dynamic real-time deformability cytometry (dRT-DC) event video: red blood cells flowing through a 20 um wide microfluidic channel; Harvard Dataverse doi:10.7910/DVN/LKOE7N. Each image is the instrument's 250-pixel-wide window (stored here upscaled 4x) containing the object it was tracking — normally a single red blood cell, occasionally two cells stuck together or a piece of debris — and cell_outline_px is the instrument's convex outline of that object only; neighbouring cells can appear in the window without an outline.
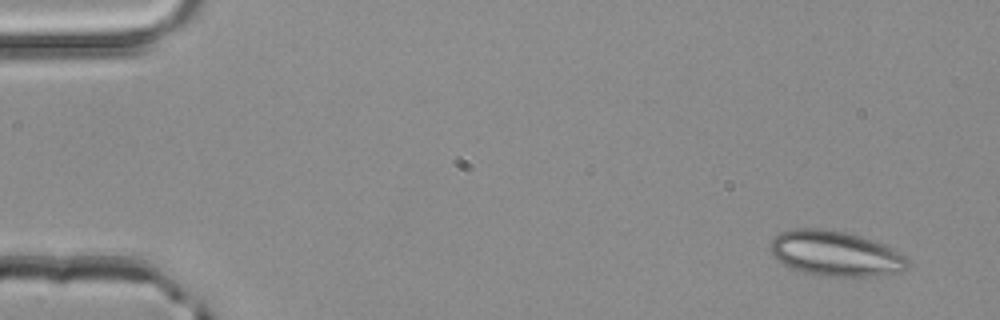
{"species": "common noctule bat (a hibernating species)", "species_latin": "Nyctalus noctula", "temperature_condition": "room temperature", "stored_images_in_passage": 3, "camera_frame_rate_fps": 3000, "um_per_image_px": 0.085, "animal": {"sex": "male", "body_mass_g": 20.4}, "frame": {"image": 1, "passage_image": 1, "time_ms": 0.0, "image_size_px": [1000, 320], "cell_outline_px": [[908, 264], [900, 272], [876, 276], [820, 276], [804, 272], [792, 268], [784, 264], [772, 252], [772, 240], [780, 232], [792, 228], [820, 228], [844, 232], [860, 236], [872, 240], [908, 256]], "centroid_in_image_um": [71.03, 21.55], "position_along_channel_um": 14.0, "area_um2": 35.72}}